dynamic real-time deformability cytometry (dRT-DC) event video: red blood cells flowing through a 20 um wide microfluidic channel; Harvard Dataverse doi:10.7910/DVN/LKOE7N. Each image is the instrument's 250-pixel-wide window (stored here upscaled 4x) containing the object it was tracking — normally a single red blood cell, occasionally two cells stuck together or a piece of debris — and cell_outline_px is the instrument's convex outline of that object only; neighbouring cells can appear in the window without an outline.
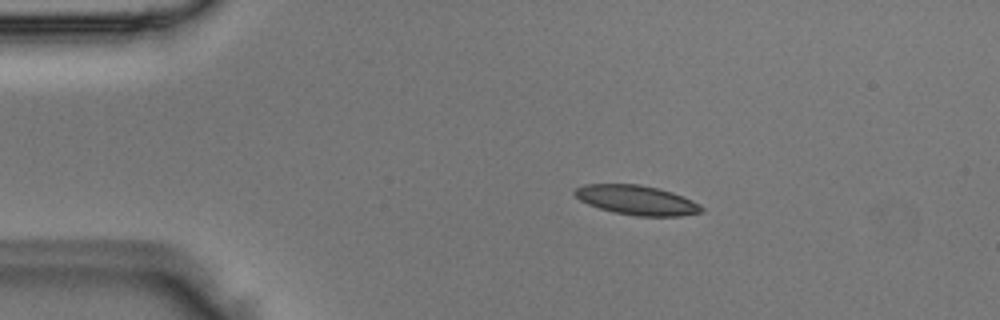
{"species": "Egyptian fruit bat (a non-hibernating species)", "species_latin": "Rousettus aegyptiacus", "temperature_condition": "room temperature", "stored_images_in_passage": 4, "camera_frame_rate_fps": 3000, "um_per_image_px": 0.085, "animal": {"sex": "male"}, "frame": {"image": 1, "passage_image": 2, "time_ms": 0.333, "image_size_px": [1000, 320], "cell_outline_px": [[704, 208], [700, 212], [680, 216], [636, 216], [612, 212], [588, 204], [580, 200], [572, 192], [576, 188], [584, 184], [640, 184], [672, 192], [692, 200], [700, 204]], "centroid_in_image_um": [54.1, 17.01], "position_along_channel_um": 30.9, "area_um2": 21.73}}
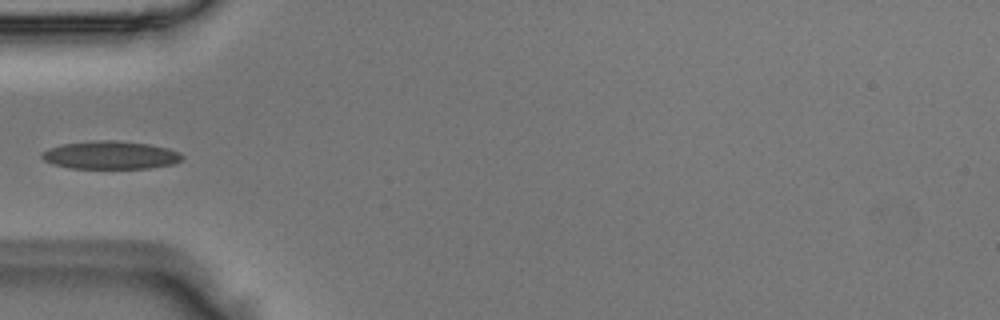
{"frame": {"image": 2, "passage_image": 4, "time_ms": 1.0, "image_size_px": [1000, 320], "cell_outline_px": [[184, 160], [176, 164], [148, 168], [68, 168], [52, 164], [44, 160], [40, 156], [40, 152], [48, 148], [60, 144], [96, 140], [120, 140], [148, 144], [168, 148], [180, 152], [184, 156]], "centroid_in_image_um": [9.4, 13.18], "position_along_channel_um": 75.6, "area_um2": 23.35}}